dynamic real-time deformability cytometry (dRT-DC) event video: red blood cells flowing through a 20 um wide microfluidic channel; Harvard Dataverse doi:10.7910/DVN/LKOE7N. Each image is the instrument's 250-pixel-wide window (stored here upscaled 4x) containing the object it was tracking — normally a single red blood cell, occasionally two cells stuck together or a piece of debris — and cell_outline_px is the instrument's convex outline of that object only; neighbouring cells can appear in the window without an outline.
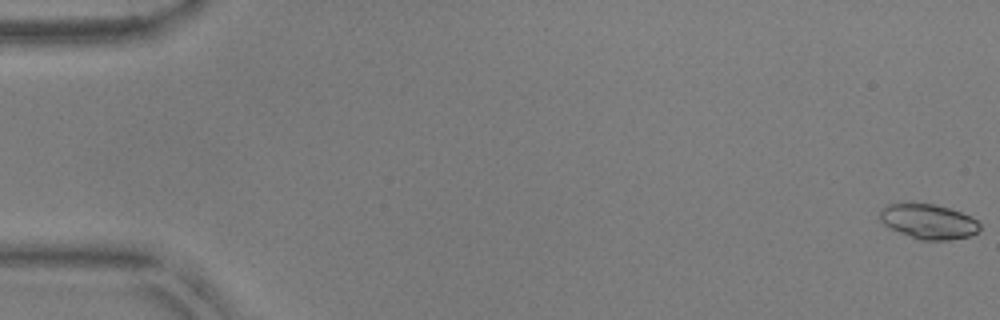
{"species": "common noctule bat (a hibernating species)", "species_latin": "Nyctalus noctula", "temperature_condition": "warm", "stored_images_in_passage": 15, "camera_frame_rate_fps": 3000, "um_per_image_px": 0.085, "animal": {"sex": "male", "body_mass_g": 17.9, "forearm_length_mm": 54.2}, "frame": {"image": 1, "passage_image": 1, "time_ms": 0.0, "image_size_px": [1000, 320], "cell_outline_px": [[980, 228], [976, 232], [968, 236], [948, 240], [920, 240], [900, 232], [884, 224], [880, 220], [880, 212], [888, 204], [932, 204], [948, 208], [972, 216], [980, 224]], "centroid_in_image_um": [78.95, 18.84], "position_along_channel_um": 6.1, "area_um2": 19.83}}
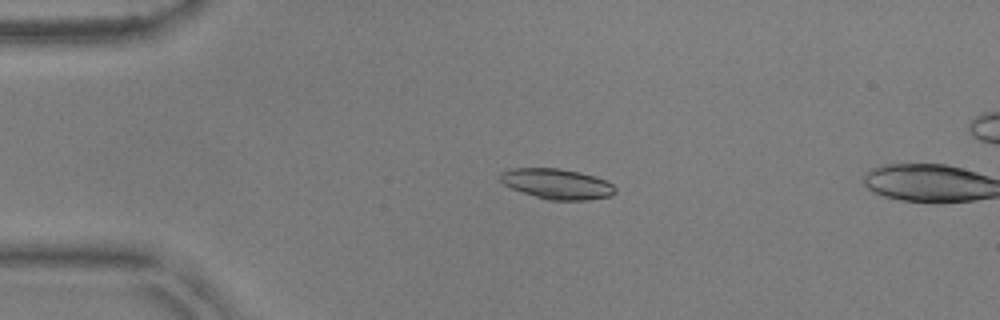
{"frame": {"image": 2, "passage_image": 13, "time_ms": 4.0, "image_size_px": [1000, 320], "cell_outline_px": [[616, 192], [612, 196], [588, 200], [548, 200], [512, 188], [504, 184], [500, 180], [500, 172], [512, 168], [560, 168], [580, 172], [604, 180], [612, 184], [616, 188]], "centroid_in_image_um": [47.36, 15.63], "position_along_channel_um": 37.6, "area_um2": 20.23}}